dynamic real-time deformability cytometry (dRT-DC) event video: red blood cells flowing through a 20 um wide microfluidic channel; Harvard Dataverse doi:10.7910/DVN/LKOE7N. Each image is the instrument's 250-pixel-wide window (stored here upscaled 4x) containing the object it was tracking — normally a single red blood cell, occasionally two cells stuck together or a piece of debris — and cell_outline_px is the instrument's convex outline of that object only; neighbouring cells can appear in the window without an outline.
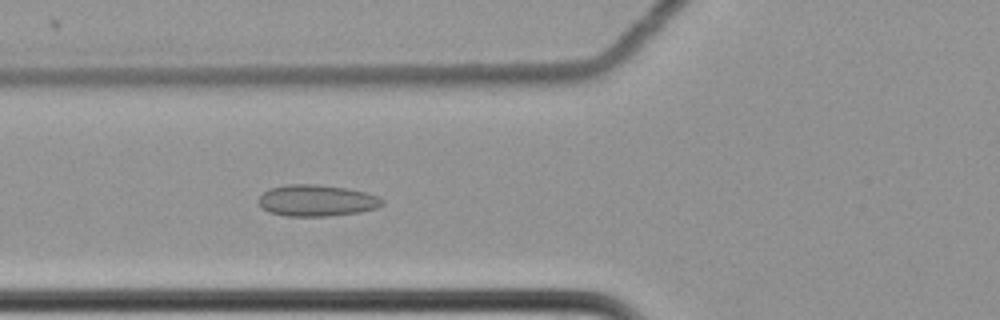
{"species": "common noctule bat (a hibernating species)", "species_latin": "Nyctalus noctula", "temperature_condition": "cold", "stored_images_in_passage": 62, "camera_frame_rate_fps": 3000, "um_per_image_px": 0.085, "animal": {"sex": "female", "body_mass_g": 22.7, "forearm_length_mm": 54.2}, "frame": {"image": 1, "passage_image": 25, "time_ms": 8.0, "image_size_px": [1000, 320], "cell_outline_px": [[384, 204], [376, 208], [360, 212], [328, 216], [284, 216], [268, 212], [260, 204], [260, 196], [264, 192], [272, 188], [288, 184], [316, 184], [348, 188], [364, 192], [376, 196], [384, 200]], "centroid_in_image_um": [26.94, 17.05], "position_along_channel_um": 98.9, "area_um2": 22.54}}
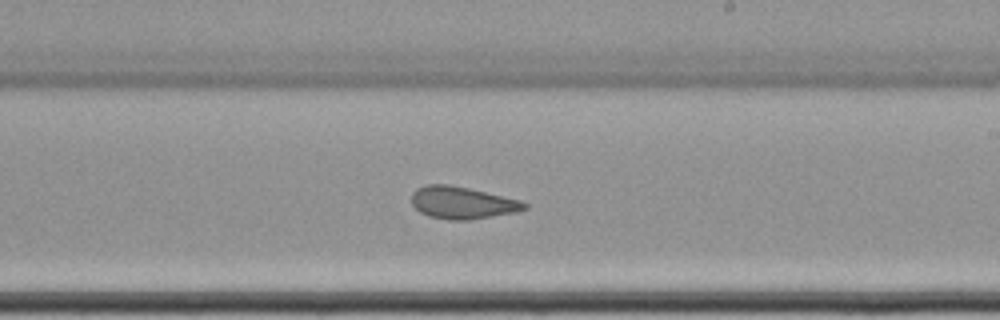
{"frame": {"image": 2, "passage_image": 38, "time_ms": 12.333, "image_size_px": [1000, 320], "cell_outline_px": [[528, 208], [516, 212], [468, 220], [448, 220], [428, 216], [420, 212], [412, 204], [412, 192], [416, 188], [424, 184], [448, 184], [468, 188], [520, 200], [528, 204]], "centroid_in_image_um": [39.27, 17.23], "position_along_channel_um": 249.7, "area_um2": 21.21}}
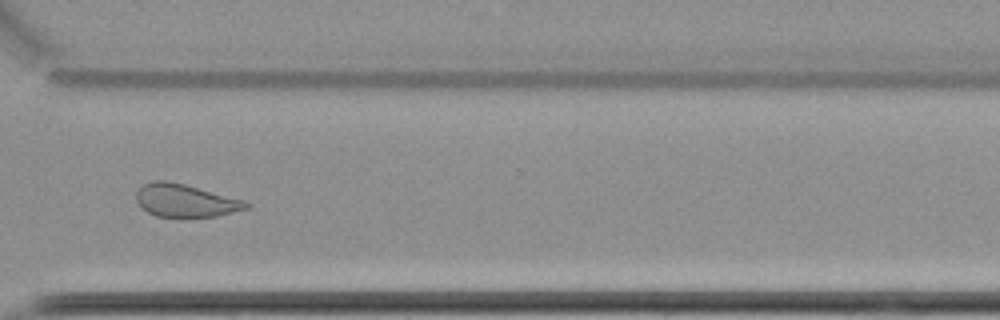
{"frame": {"image": 3, "passage_image": 47, "time_ms": 15.333, "image_size_px": [1000, 320], "cell_outline_px": [[252, 208], [216, 216], [156, 216], [140, 208], [136, 200], [136, 192], [144, 184], [152, 180], [168, 180], [184, 184], [244, 200], [252, 204]], "centroid_in_image_um": [15.77, 17.04], "position_along_channel_um": 354.8, "area_um2": 21.04}, "authors_computed_cell_mechanics": {"area_um2": 23.2356, "velocity_mm_per_s": 3.4789, "shape_relaxation_time_tau1_ms": null, "shape_relaxation_time_tau2_ms": 2.492, "deformation_change_tau1": null, "deformation_change_tau2": 0.0845}}